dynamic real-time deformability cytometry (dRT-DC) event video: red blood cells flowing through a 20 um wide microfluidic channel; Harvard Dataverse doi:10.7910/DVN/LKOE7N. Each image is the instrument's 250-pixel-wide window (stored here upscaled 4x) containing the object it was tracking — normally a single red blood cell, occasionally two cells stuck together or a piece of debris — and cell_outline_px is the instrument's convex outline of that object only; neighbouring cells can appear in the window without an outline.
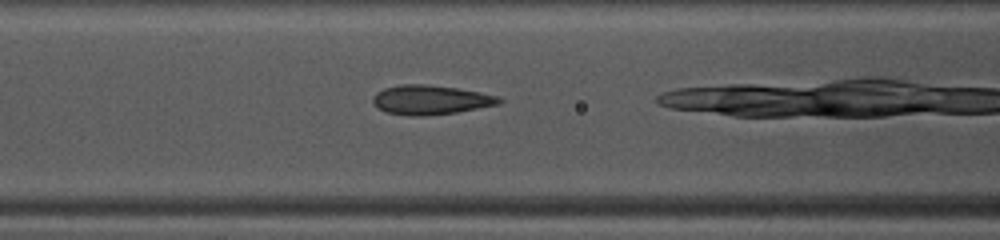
{"species": "common noctule bat (a hibernating species)", "species_latin": "Nyctalus noctula", "temperature_condition": "warm", "stored_images_in_passage": 32, "camera_frame_rate_fps": 3000, "um_per_image_px": 0.085, "animal": {"sex": "female", "body_mass_g": 10.0, "forearm_length_mm": 53.1}, "frame": {"image": 1, "passage_image": 13, "time_ms": 4.0, "image_size_px": [1000, 240], "cell_outline_px": [[504, 100], [500, 104], [456, 112], [424, 116], [408, 116], [388, 112], [376, 108], [372, 100], [376, 92], [384, 88], [400, 84], [424, 84], [456, 88], [480, 92], [496, 96]], "centroid_in_image_um": [36.57, 8.49], "position_along_channel_um": 130.0, "area_um2": 21.56}}
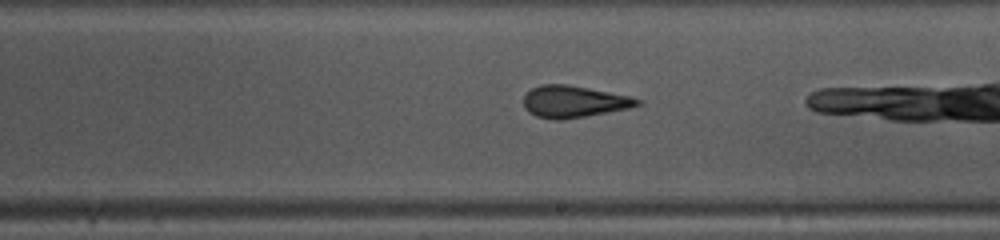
{"frame": {"image": 2, "passage_image": 21, "time_ms": 6.667, "image_size_px": [1000, 240], "cell_outline_px": [[644, 104], [628, 108], [608, 112], [560, 120], [556, 120], [536, 116], [528, 112], [524, 108], [524, 96], [532, 88], [540, 84], [568, 84], [632, 96], [644, 100]], "centroid_in_image_um": [48.81, 8.63], "position_along_channel_um": 240.2, "area_um2": 21.27}}
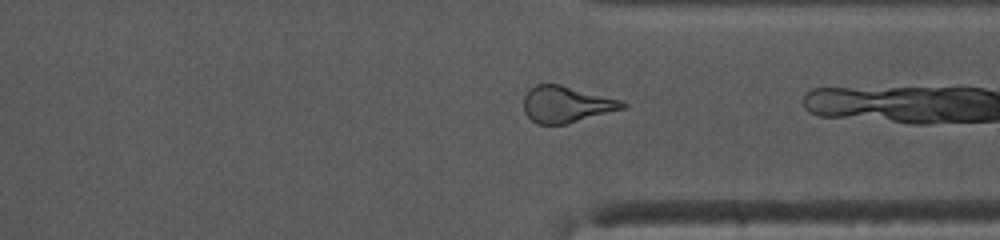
{"frame": {"image": 3, "passage_image": 30, "time_ms": 9.667, "image_size_px": [1000, 240], "cell_outline_px": [[628, 108], [568, 124], [536, 124], [524, 112], [524, 96], [528, 88], [536, 84], [560, 84], [620, 100], [628, 104]], "centroid_in_image_um": [48.15, 8.88], "position_along_channel_um": 363.3, "area_um2": 21.21}}